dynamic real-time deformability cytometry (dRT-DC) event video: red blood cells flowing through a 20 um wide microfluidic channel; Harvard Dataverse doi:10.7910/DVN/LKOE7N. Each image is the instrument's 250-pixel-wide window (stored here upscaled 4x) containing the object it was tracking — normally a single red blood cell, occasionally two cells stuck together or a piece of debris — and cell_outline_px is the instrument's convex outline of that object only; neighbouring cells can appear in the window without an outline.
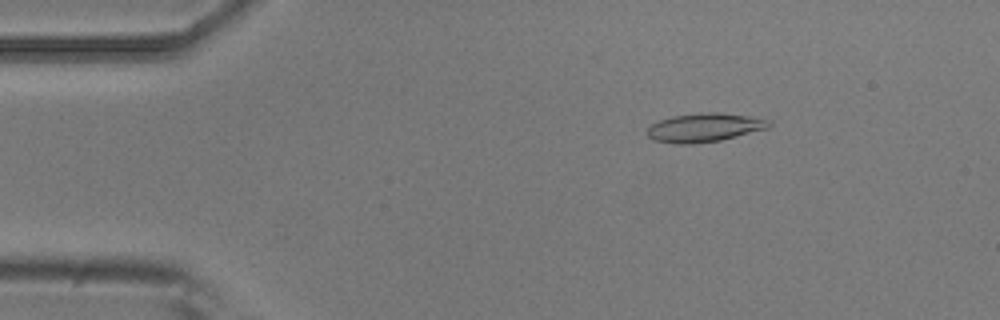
{"species": "common noctule bat (a hibernating species)", "species_latin": "Nyctalus noctula", "temperature_condition": "room temperature", "stored_images_in_passage": 5, "camera_frame_rate_fps": 3000, "um_per_image_px": 0.085, "animal": {"sex": "male", "body_mass_g": 20.5, "forearm_length_mm": 52.5}, "frame": {"image": 1, "passage_image": 3, "time_ms": 0.667, "image_size_px": [1000, 320], "cell_outline_px": [[772, 124], [768, 128], [720, 140], [692, 144], [676, 144], [652, 140], [648, 136], [648, 128], [652, 124], [660, 120], [672, 116], [700, 112], [716, 112], [748, 116], [772, 120]], "centroid_in_image_um": [59.87, 10.84], "position_along_channel_um": 25.1, "area_um2": 20.35}}